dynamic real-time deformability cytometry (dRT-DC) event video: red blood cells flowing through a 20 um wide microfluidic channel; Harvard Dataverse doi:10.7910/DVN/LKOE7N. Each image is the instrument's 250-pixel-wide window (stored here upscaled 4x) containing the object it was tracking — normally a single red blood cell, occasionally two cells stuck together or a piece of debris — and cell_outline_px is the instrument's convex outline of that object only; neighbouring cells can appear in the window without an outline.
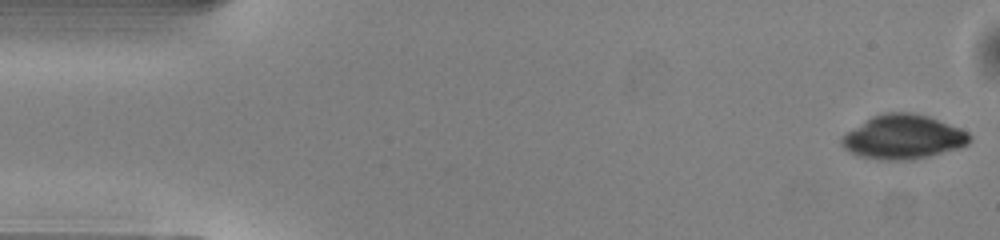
{"species": "common noctule bat (a hibernating species)", "species_latin": "Nyctalus noctula", "temperature_condition": "warm", "stored_images_in_passage": 44, "camera_frame_rate_fps": 3000, "um_per_image_px": 0.085, "animal": {"sex": "male", "body_mass_g": 13.0, "forearm_length_mm": 53.1}, "frame": {"image": 1, "passage_image": 1, "time_ms": 0.0, "image_size_px": [1000, 240], "cell_outline_px": [[972, 140], [968, 144], [960, 148], [912, 160], [876, 160], [856, 156], [848, 152], [840, 144], [840, 136], [872, 116], [884, 112], [912, 112], [928, 116], [960, 128], [968, 132], [972, 136]], "centroid_in_image_um": [76.74, 11.66], "position_along_channel_um": 8.3, "area_um2": 33.41}}
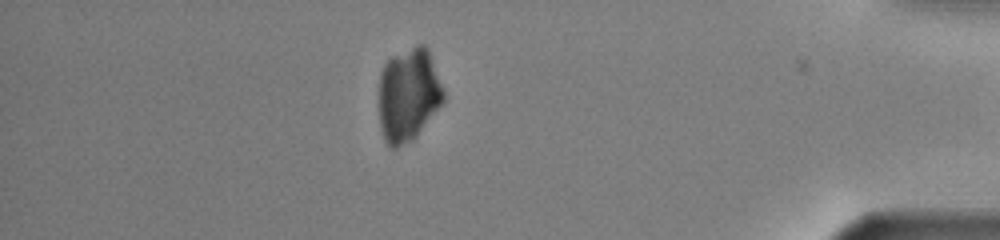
{"frame": {"image": 2, "passage_image": 43, "time_ms": 14.0, "image_size_px": [1000, 240], "cell_outline_px": [[444, 100], [416, 136], [412, 140], [396, 148], [388, 148], [384, 140], [380, 128], [380, 72], [384, 64], [392, 56], [416, 44], [424, 44], [428, 48], [444, 88]], "centroid_in_image_um": [34.71, 8.04], "position_along_channel_um": 400.5, "area_um2": 35.26}}